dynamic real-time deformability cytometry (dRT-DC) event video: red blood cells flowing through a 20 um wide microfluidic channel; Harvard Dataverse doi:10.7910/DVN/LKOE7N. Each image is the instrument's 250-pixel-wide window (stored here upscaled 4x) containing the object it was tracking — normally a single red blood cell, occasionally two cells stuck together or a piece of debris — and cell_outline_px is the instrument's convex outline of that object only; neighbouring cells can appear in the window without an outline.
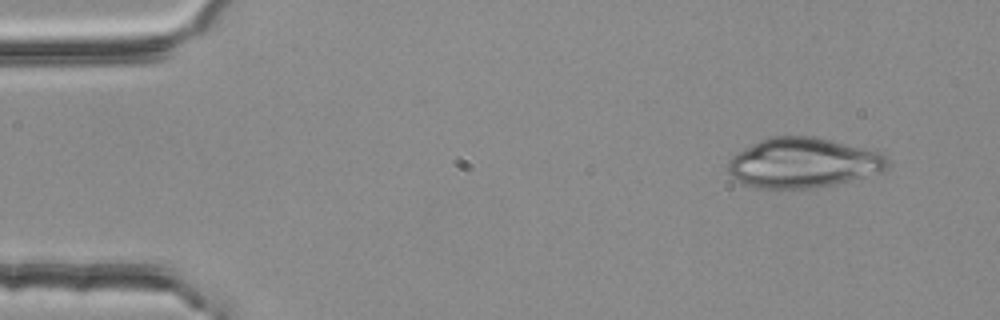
{"species": "common noctule bat (a hibernating species)", "species_latin": "Nyctalus noctula", "temperature_condition": "room temperature", "stored_images_in_passage": 4, "camera_frame_rate_fps": 3000, "um_per_image_px": 0.085, "animal": {"sex": "female", "body_mass_g": 25.1}, "frame": {"image": 1, "passage_image": 1, "time_ms": 0.0, "image_size_px": [1000, 320], "cell_outline_px": [[892, 164], [884, 172], [832, 184], [812, 188], [756, 188], [744, 184], [732, 176], [728, 172], [728, 160], [736, 152], [760, 140], [772, 136], [812, 136], [880, 152]], "centroid_in_image_um": [68.26, 13.84], "position_along_channel_um": 16.7, "area_um2": 46.24}}